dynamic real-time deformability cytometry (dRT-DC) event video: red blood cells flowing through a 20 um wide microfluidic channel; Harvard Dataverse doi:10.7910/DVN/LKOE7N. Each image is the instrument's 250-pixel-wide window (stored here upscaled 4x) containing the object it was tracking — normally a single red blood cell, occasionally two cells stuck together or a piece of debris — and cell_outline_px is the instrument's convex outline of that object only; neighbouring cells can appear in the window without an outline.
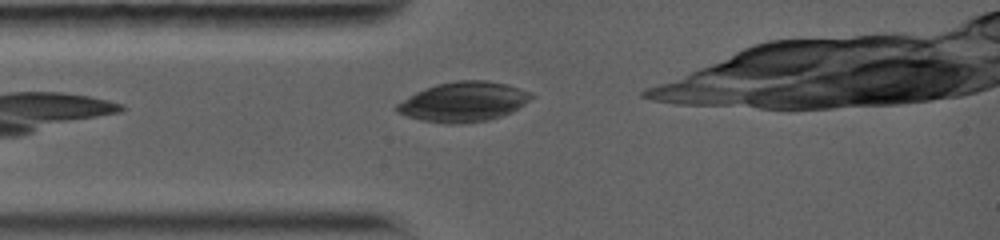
{"species": "common noctule bat (a hibernating species)", "species_latin": "Nyctalus noctula", "temperature_condition": "warm", "stored_images_in_passage": 1, "camera_frame_rate_fps": 5000, "um_per_image_px": 0.085, "animal": {"sex": "female", "body_mass_g": 19.0, "forearm_length_mm": 56.7}, "frame": {"image": 1, "passage_image": 1, "time_ms": 0.0, "image_size_px": [1000, 240], "cell_outline_px": [[536, 96], [512, 112], [488, 120], [460, 124], [448, 124], [420, 120], [396, 112], [392, 108], [396, 104], [416, 92], [424, 88], [436, 84], [456, 80], [488, 80], [508, 84], [532, 92]], "centroid_in_image_um": [39.41, 8.64], "position_along_channel_um": 45.6, "area_um2": 31.5}}